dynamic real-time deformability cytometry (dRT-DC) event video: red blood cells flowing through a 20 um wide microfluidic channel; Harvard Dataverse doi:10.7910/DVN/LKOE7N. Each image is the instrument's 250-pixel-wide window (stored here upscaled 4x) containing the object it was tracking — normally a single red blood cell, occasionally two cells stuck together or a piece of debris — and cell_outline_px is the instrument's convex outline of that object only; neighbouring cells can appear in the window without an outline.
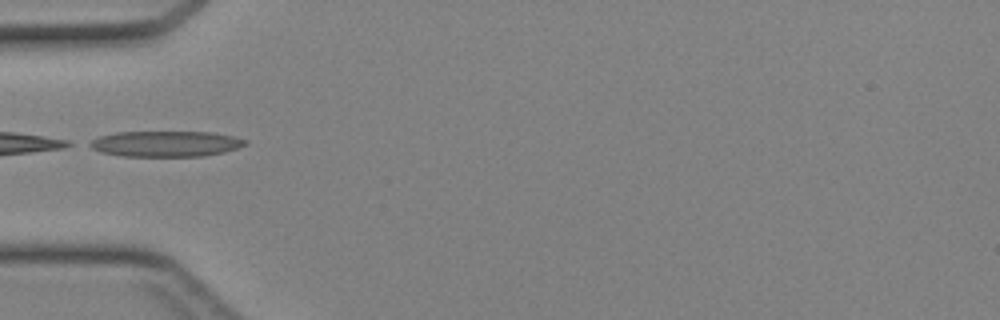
{"species": "Egyptian fruit bat (a non-hibernating species)", "species_latin": "Rousettus aegyptiacus", "temperature_condition": "cold", "stored_images_in_passage": 8, "camera_frame_rate_fps": 3000, "um_per_image_px": 0.085, "animal": {"sex": "female"}, "frame": {"image": 1, "passage_image": 1, "time_ms": 0.0, "image_size_px": [1000, 320], "cell_outline_px": [[248, 144], [224, 152], [204, 156], [120, 156], [100, 152], [84, 144], [100, 136], [116, 132], [212, 132], [232, 136], [248, 140]], "centroid_in_image_um": [14.06, 12.22], "position_along_channel_um": 70.9, "area_um2": 23.41}}
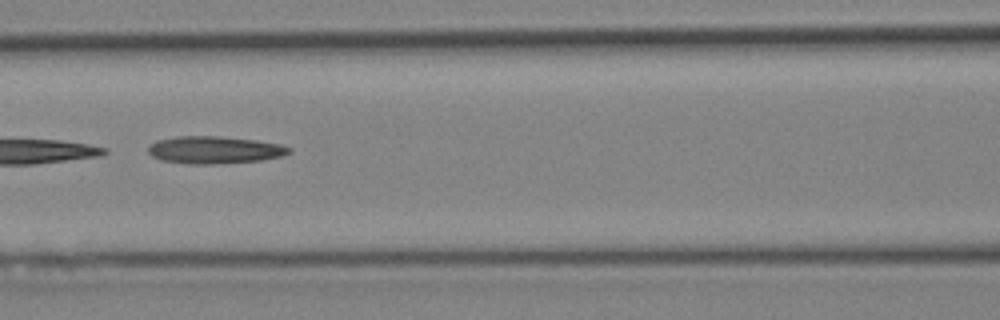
{"frame": {"image": 2, "passage_image": 6, "time_ms": 1.667, "image_size_px": [1000, 320], "cell_outline_px": [[292, 152], [284, 156], [260, 160], [212, 164], [188, 164], [160, 160], [152, 156], [148, 152], [148, 144], [156, 140], [176, 136], [220, 136], [256, 140], [280, 144], [292, 148]], "centroid_in_image_um": [18.22, 12.74], "position_along_channel_um": 148.4, "area_um2": 22.72}}